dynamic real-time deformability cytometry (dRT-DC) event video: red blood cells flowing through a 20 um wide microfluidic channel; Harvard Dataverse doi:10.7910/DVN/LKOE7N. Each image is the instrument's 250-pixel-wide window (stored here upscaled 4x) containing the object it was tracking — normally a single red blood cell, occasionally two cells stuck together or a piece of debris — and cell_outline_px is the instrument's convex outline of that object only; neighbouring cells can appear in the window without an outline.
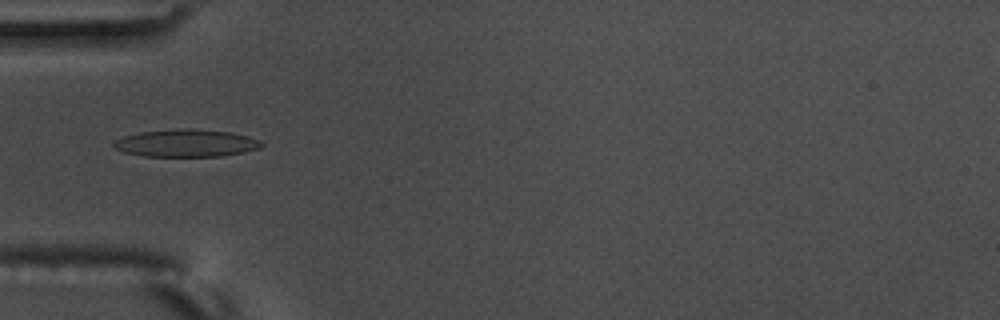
{"species": "common noctule bat (a hibernating species)", "species_latin": "Nyctalus noctula", "temperature_condition": "warm", "stored_images_in_passage": 36, "camera_frame_rate_fps": 3000, "um_per_image_px": 0.085, "animal": {"sex": "male", "body_mass_g": 17.5, "forearm_length_mm": 52.3}, "frame": {"image": 1, "passage_image": 1, "time_ms": 0.0, "image_size_px": [1000, 320], "cell_outline_px": [[264, 144], [260, 148], [244, 152], [220, 156], [144, 156], [124, 152], [112, 148], [112, 144], [116, 140], [124, 136], [140, 132], [188, 128], [192, 128], [228, 132], [248, 136], [260, 140]], "centroid_in_image_um": [15.82, 12.17], "position_along_channel_um": 69.2, "area_um2": 23.58}, "authors_computed_cell_mechanics": {"area_um2": 22.1374, "velocity_mm_per_s": 3.5607, "shape_relaxation_time_tau1_ms": 6.1052, "shape_relaxation_time_tau2_ms": 1.8194, "deformation_change_tau1": 0.2323, "deformation_change_tau2": 0.1084}}